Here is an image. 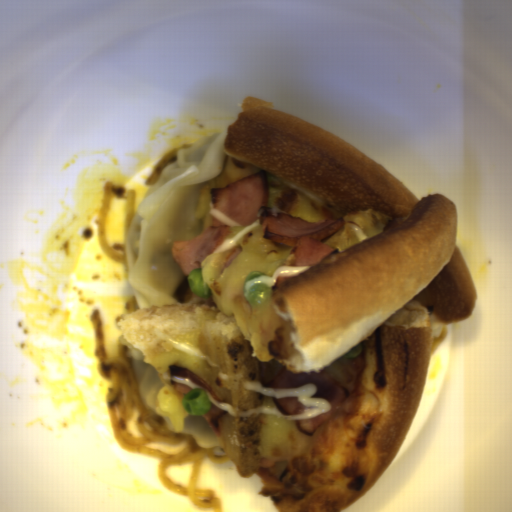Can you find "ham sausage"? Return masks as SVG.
I'll use <instances>...</instances> for the list:
<instances>
[{
  "mask_svg": "<svg viewBox=\"0 0 512 512\" xmlns=\"http://www.w3.org/2000/svg\"><path fill=\"white\" fill-rule=\"evenodd\" d=\"M269 199L267 171L239 178L224 187H210L214 208L242 226L259 219L263 236L293 246L279 266H313L339 251L324 242L344 229L347 222L343 217L308 221L291 213L276 216Z\"/></svg>",
  "mask_w": 512,
  "mask_h": 512,
  "instance_id": "obj_1",
  "label": "ham sausage"
},
{
  "mask_svg": "<svg viewBox=\"0 0 512 512\" xmlns=\"http://www.w3.org/2000/svg\"><path fill=\"white\" fill-rule=\"evenodd\" d=\"M304 384H314L316 394L311 398H325L331 406L329 412H323L311 419L293 421L297 430L308 436H313L315 430L329 421L340 409L349 395V391L337 380L323 370L319 373L297 374L289 371L283 365L276 376L265 386L268 388L299 387Z\"/></svg>",
  "mask_w": 512,
  "mask_h": 512,
  "instance_id": "obj_2",
  "label": "ham sausage"
},
{
  "mask_svg": "<svg viewBox=\"0 0 512 512\" xmlns=\"http://www.w3.org/2000/svg\"><path fill=\"white\" fill-rule=\"evenodd\" d=\"M229 230L230 225L213 216L212 226H207L196 237L187 241H173V257L185 275L188 276L197 267L201 268L202 260L229 235Z\"/></svg>",
  "mask_w": 512,
  "mask_h": 512,
  "instance_id": "obj_3",
  "label": "ham sausage"
},
{
  "mask_svg": "<svg viewBox=\"0 0 512 512\" xmlns=\"http://www.w3.org/2000/svg\"><path fill=\"white\" fill-rule=\"evenodd\" d=\"M170 376H178V377H186L189 380L195 382L196 384L200 385L201 387L208 390L212 396L213 399L223 402L220 396L217 394L215 389L200 375L195 373L189 368L181 367L178 365H167Z\"/></svg>",
  "mask_w": 512,
  "mask_h": 512,
  "instance_id": "obj_4",
  "label": "ham sausage"
},
{
  "mask_svg": "<svg viewBox=\"0 0 512 512\" xmlns=\"http://www.w3.org/2000/svg\"><path fill=\"white\" fill-rule=\"evenodd\" d=\"M275 408L281 414H296L305 409L298 401L297 397L273 398Z\"/></svg>",
  "mask_w": 512,
  "mask_h": 512,
  "instance_id": "obj_5",
  "label": "ham sausage"
},
{
  "mask_svg": "<svg viewBox=\"0 0 512 512\" xmlns=\"http://www.w3.org/2000/svg\"><path fill=\"white\" fill-rule=\"evenodd\" d=\"M211 404H212V407L209 410V412L202 417L208 423V425L211 427V429L216 437V436H220L222 417L226 411L216 407L212 402H211Z\"/></svg>",
  "mask_w": 512,
  "mask_h": 512,
  "instance_id": "obj_6",
  "label": "ham sausage"
},
{
  "mask_svg": "<svg viewBox=\"0 0 512 512\" xmlns=\"http://www.w3.org/2000/svg\"><path fill=\"white\" fill-rule=\"evenodd\" d=\"M170 384L178 393H181L183 395L188 393L192 389L186 383H177L171 380Z\"/></svg>",
  "mask_w": 512,
  "mask_h": 512,
  "instance_id": "obj_7",
  "label": "ham sausage"
}]
</instances>
